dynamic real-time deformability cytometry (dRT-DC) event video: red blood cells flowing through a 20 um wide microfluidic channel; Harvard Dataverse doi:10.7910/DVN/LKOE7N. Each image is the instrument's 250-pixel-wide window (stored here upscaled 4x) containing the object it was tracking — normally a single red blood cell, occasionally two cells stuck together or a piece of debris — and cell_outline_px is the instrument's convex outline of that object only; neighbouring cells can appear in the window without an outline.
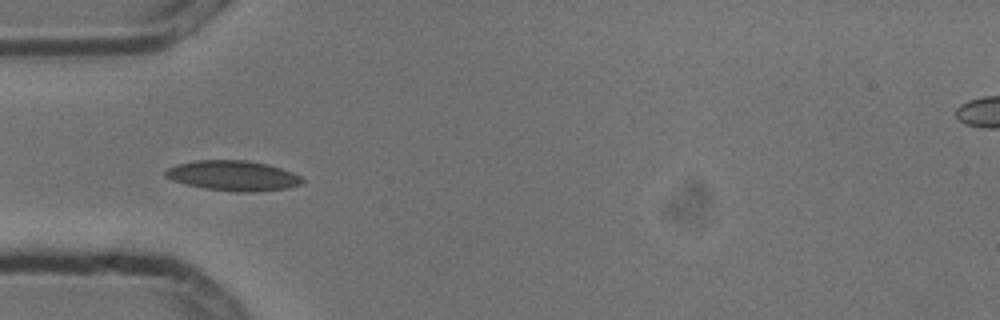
{"species": "common noctule bat (a hibernating species)", "species_latin": "Nyctalus noctula", "temperature_condition": "cold", "stored_images_in_passage": 7, "camera_frame_rate_fps": 3000, "um_per_image_px": 0.085, "animal": {"sex": "male", "body_mass_g": 13.3}, "frame": {"image": 1, "passage_image": 5, "time_ms": 1.333, "image_size_px": [1000, 320], "cell_outline_px": [[304, 180], [300, 184], [288, 188], [252, 192], [236, 192], [204, 188], [172, 180], [164, 176], [164, 172], [168, 168], [176, 164], [196, 160], [244, 160], [268, 164], [292, 172], [300, 176]], "centroid_in_image_um": [19.8, 14.93], "position_along_channel_um": 65.2, "area_um2": 23.93}}
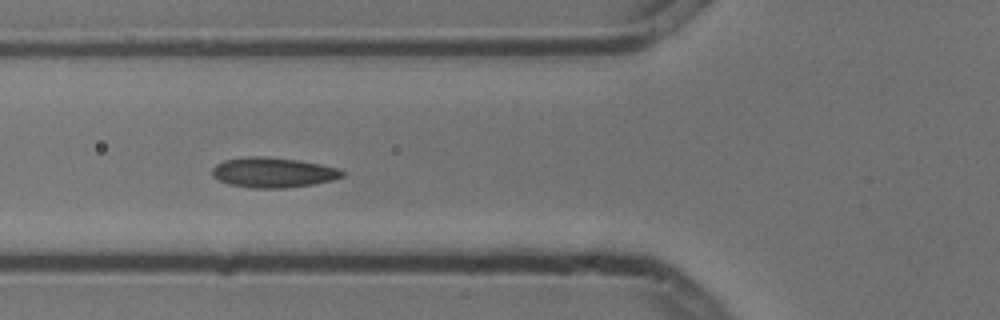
{"frame": {"image": 2, "passage_image": 6, "time_ms": 1.667, "image_size_px": [1000, 320], "cell_outline_px": [[344, 176], [332, 180], [312, 184], [284, 188], [252, 188], [228, 184], [212, 176], [212, 168], [216, 164], [224, 160], [248, 156], [264, 156], [296, 160], [320, 164], [340, 168], [344, 172]], "centroid_in_image_um": [23.2, 14.66], "position_along_channel_um": 102.6, "area_um2": 22.77}}
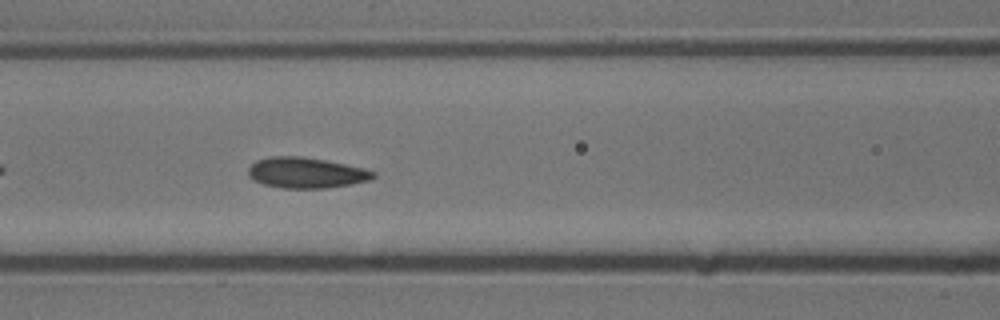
{"frame": {"image": 3, "passage_image": 7, "time_ms": 2.0, "image_size_px": [1000, 320], "cell_outline_px": [[376, 176], [368, 180], [352, 184], [324, 188], [284, 188], [264, 184], [248, 176], [248, 168], [256, 160], [268, 156], [300, 156], [324, 160], [364, 168], [376, 172]], "centroid_in_image_um": [26.01, 14.68], "position_along_channel_um": 140.6, "area_um2": 22.2}}